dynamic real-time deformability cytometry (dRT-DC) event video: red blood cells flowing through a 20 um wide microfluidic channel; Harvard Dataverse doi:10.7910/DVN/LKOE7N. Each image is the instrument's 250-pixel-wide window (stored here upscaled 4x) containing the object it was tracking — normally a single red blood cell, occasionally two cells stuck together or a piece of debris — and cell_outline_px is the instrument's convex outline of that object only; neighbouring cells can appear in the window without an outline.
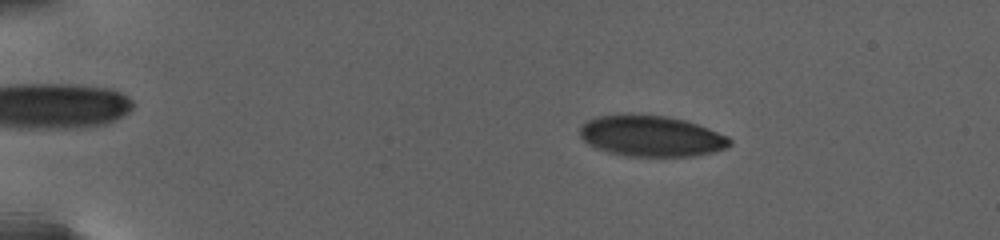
{"species": "human", "species_latin": "Homo sapiens", "temperature_condition": "warm", "stored_images_in_passage": 79, "camera_frame_rate_fps": 3000, "um_per_image_px": 0.085, "donor": {"sex": "female"}, "frame": {"image": 1, "passage_image": 10, "time_ms": 3.0, "image_size_px": [1000, 240], "cell_outline_px": [[732, 144], [724, 148], [692, 156], [628, 156], [596, 148], [588, 144], [580, 136], [580, 124], [596, 116], [624, 112], [628, 112], [668, 116], [684, 120], [708, 128], [728, 136], [732, 140]], "centroid_in_image_um": [55.3, 11.52], "position_along_channel_um": 29.7, "area_um2": 36.07}}
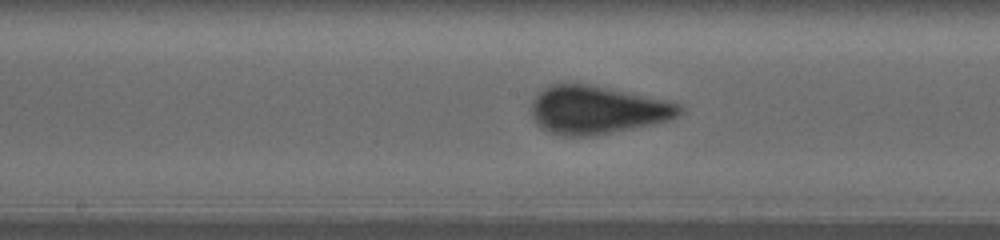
{"frame": {"image": 2, "passage_image": 37, "time_ms": 12.667, "image_size_px": [1000, 240], "cell_outline_px": [[680, 112], [676, 116], [668, 120], [588, 136], [564, 136], [548, 132], [540, 128], [536, 124], [532, 116], [532, 100], [548, 84], [588, 84], [664, 100], [680, 104]], "centroid_in_image_um": [50.65, 9.34], "position_along_channel_um": 197.5, "area_um2": 40.58}}
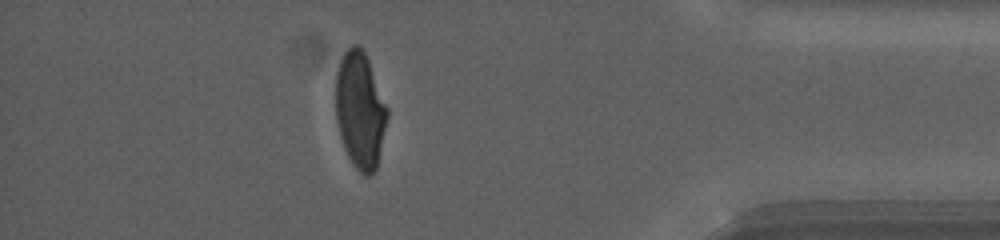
{"frame": {"image": 3, "passage_image": 66, "time_ms": 21.667, "image_size_px": [1000, 240], "cell_outline_px": [[388, 116], [376, 168], [368, 176], [364, 176], [356, 168], [348, 156], [344, 148], [340, 136], [336, 120], [336, 76], [340, 60], [344, 52], [352, 44], [360, 44], [368, 60], [388, 108]], "centroid_in_image_um": [30.6, 9.34], "position_along_channel_um": 404.6, "area_um2": 34.8}, "authors_computed_cell_mechanics": {"area_um2": 36.992, "velocity_mm_per_s": 2.6679, "shape_relaxation_time_tau1_ms": 5.9566, "shape_relaxation_time_tau2_ms": null, "deformation_change_tau1": 0.178, "deformation_change_tau2": null}}